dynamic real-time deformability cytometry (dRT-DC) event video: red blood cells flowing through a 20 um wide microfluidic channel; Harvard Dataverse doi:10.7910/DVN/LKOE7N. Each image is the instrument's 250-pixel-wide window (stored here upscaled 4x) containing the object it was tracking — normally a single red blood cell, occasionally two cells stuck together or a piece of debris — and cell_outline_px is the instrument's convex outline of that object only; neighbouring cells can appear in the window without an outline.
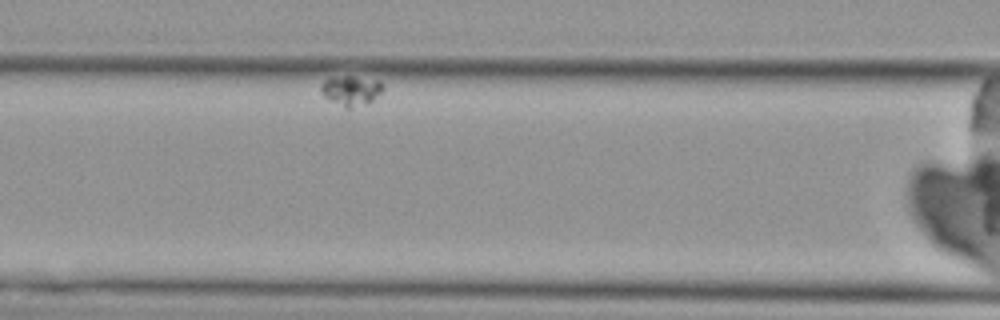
{"species": "Egyptian fruit bat (a non-hibernating species)", "species_latin": "Rousettus aegyptiacus", "temperature_condition": "cold", "stored_images_in_passage": 7, "camera_frame_rate_fps": 3000, "um_per_image_px": 0.085, "animal": {"sex": "female"}, "frame": {"image": 1, "passage_image": 4, "time_ms": 3.333, "image_size_px": [1000, 320], "cell_outline_px": [[384, 88], [368, 104], [348, 108], [344, 108], [328, 100], [324, 96], [320, 88], [320, 84], [324, 80], [332, 76], [352, 76], [380, 80], [384, 84]], "centroid_in_image_um": [29.82, 7.68], "position_along_channel_um": 136.8, "area_um2": 11.04}}